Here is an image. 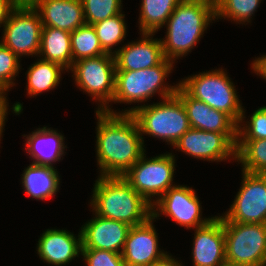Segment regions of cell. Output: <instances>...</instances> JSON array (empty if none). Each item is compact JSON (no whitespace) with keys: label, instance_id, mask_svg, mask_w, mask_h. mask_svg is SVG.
<instances>
[{"label":"cell","instance_id":"cell-11","mask_svg":"<svg viewBox=\"0 0 266 266\" xmlns=\"http://www.w3.org/2000/svg\"><path fill=\"white\" fill-rule=\"evenodd\" d=\"M243 172L242 186L223 223L266 224V174Z\"/></svg>","mask_w":266,"mask_h":266},{"label":"cell","instance_id":"cell-14","mask_svg":"<svg viewBox=\"0 0 266 266\" xmlns=\"http://www.w3.org/2000/svg\"><path fill=\"white\" fill-rule=\"evenodd\" d=\"M153 216L142 224L132 226L121 253L125 266H151L167 253L160 251Z\"/></svg>","mask_w":266,"mask_h":266},{"label":"cell","instance_id":"cell-18","mask_svg":"<svg viewBox=\"0 0 266 266\" xmlns=\"http://www.w3.org/2000/svg\"><path fill=\"white\" fill-rule=\"evenodd\" d=\"M142 35L141 40L113 51L116 70H143L158 65L164 59L161 39H153L150 36L154 34L150 33Z\"/></svg>","mask_w":266,"mask_h":266},{"label":"cell","instance_id":"cell-23","mask_svg":"<svg viewBox=\"0 0 266 266\" xmlns=\"http://www.w3.org/2000/svg\"><path fill=\"white\" fill-rule=\"evenodd\" d=\"M22 176V186L30 197L46 200L59 189L60 179L54 167L30 164Z\"/></svg>","mask_w":266,"mask_h":266},{"label":"cell","instance_id":"cell-36","mask_svg":"<svg viewBox=\"0 0 266 266\" xmlns=\"http://www.w3.org/2000/svg\"><path fill=\"white\" fill-rule=\"evenodd\" d=\"M253 71L256 74L261 75L264 79H266V55H263L254 60L252 63Z\"/></svg>","mask_w":266,"mask_h":266},{"label":"cell","instance_id":"cell-12","mask_svg":"<svg viewBox=\"0 0 266 266\" xmlns=\"http://www.w3.org/2000/svg\"><path fill=\"white\" fill-rule=\"evenodd\" d=\"M158 211L187 229H196L206 225L213 218L203 220L200 217L202 215L200 214L201 205L194 189L182 185L170 188L158 200H153L152 216L154 219L159 217Z\"/></svg>","mask_w":266,"mask_h":266},{"label":"cell","instance_id":"cell-21","mask_svg":"<svg viewBox=\"0 0 266 266\" xmlns=\"http://www.w3.org/2000/svg\"><path fill=\"white\" fill-rule=\"evenodd\" d=\"M26 150L35 161L32 164L51 166L64 154V136L56 130L38 128L26 137Z\"/></svg>","mask_w":266,"mask_h":266},{"label":"cell","instance_id":"cell-34","mask_svg":"<svg viewBox=\"0 0 266 266\" xmlns=\"http://www.w3.org/2000/svg\"><path fill=\"white\" fill-rule=\"evenodd\" d=\"M14 7L13 0H0V27L5 24Z\"/></svg>","mask_w":266,"mask_h":266},{"label":"cell","instance_id":"cell-1","mask_svg":"<svg viewBox=\"0 0 266 266\" xmlns=\"http://www.w3.org/2000/svg\"><path fill=\"white\" fill-rule=\"evenodd\" d=\"M96 116L100 176H123L145 154L143 134L131 114L96 110Z\"/></svg>","mask_w":266,"mask_h":266},{"label":"cell","instance_id":"cell-38","mask_svg":"<svg viewBox=\"0 0 266 266\" xmlns=\"http://www.w3.org/2000/svg\"><path fill=\"white\" fill-rule=\"evenodd\" d=\"M42 0H13L16 7H35Z\"/></svg>","mask_w":266,"mask_h":266},{"label":"cell","instance_id":"cell-3","mask_svg":"<svg viewBox=\"0 0 266 266\" xmlns=\"http://www.w3.org/2000/svg\"><path fill=\"white\" fill-rule=\"evenodd\" d=\"M93 189L90 204L100 217L130 226L142 224L152 217V205L122 176H100Z\"/></svg>","mask_w":266,"mask_h":266},{"label":"cell","instance_id":"cell-8","mask_svg":"<svg viewBox=\"0 0 266 266\" xmlns=\"http://www.w3.org/2000/svg\"><path fill=\"white\" fill-rule=\"evenodd\" d=\"M76 84L97 99L100 104L98 111L116 114L107 104L112 101L115 92V57L104 54L97 57L83 58L75 61L71 67Z\"/></svg>","mask_w":266,"mask_h":266},{"label":"cell","instance_id":"cell-22","mask_svg":"<svg viewBox=\"0 0 266 266\" xmlns=\"http://www.w3.org/2000/svg\"><path fill=\"white\" fill-rule=\"evenodd\" d=\"M39 55L43 60L61 65L70 70L73 65L71 32L53 27H42Z\"/></svg>","mask_w":266,"mask_h":266},{"label":"cell","instance_id":"cell-26","mask_svg":"<svg viewBox=\"0 0 266 266\" xmlns=\"http://www.w3.org/2000/svg\"><path fill=\"white\" fill-rule=\"evenodd\" d=\"M236 160L249 173L266 174V139L237 140Z\"/></svg>","mask_w":266,"mask_h":266},{"label":"cell","instance_id":"cell-15","mask_svg":"<svg viewBox=\"0 0 266 266\" xmlns=\"http://www.w3.org/2000/svg\"><path fill=\"white\" fill-rule=\"evenodd\" d=\"M95 216L81 227L82 249H100L121 254L132 226L121 221Z\"/></svg>","mask_w":266,"mask_h":266},{"label":"cell","instance_id":"cell-5","mask_svg":"<svg viewBox=\"0 0 266 266\" xmlns=\"http://www.w3.org/2000/svg\"><path fill=\"white\" fill-rule=\"evenodd\" d=\"M178 85L192 98L226 113L237 124L245 118L235 87L223 69L190 76Z\"/></svg>","mask_w":266,"mask_h":266},{"label":"cell","instance_id":"cell-19","mask_svg":"<svg viewBox=\"0 0 266 266\" xmlns=\"http://www.w3.org/2000/svg\"><path fill=\"white\" fill-rule=\"evenodd\" d=\"M38 255L41 260L55 266L69 263L82 254L81 231L77 237L66 230L47 229L37 244Z\"/></svg>","mask_w":266,"mask_h":266},{"label":"cell","instance_id":"cell-4","mask_svg":"<svg viewBox=\"0 0 266 266\" xmlns=\"http://www.w3.org/2000/svg\"><path fill=\"white\" fill-rule=\"evenodd\" d=\"M121 114H131L141 134L166 140L172 146L191 128L186 108L176 94L160 103L131 107Z\"/></svg>","mask_w":266,"mask_h":266},{"label":"cell","instance_id":"cell-35","mask_svg":"<svg viewBox=\"0 0 266 266\" xmlns=\"http://www.w3.org/2000/svg\"><path fill=\"white\" fill-rule=\"evenodd\" d=\"M6 93L5 90H1L0 89V138L3 132V127L5 124V119H6V115H7V111H8V106H7V100L4 94ZM1 140V139H0Z\"/></svg>","mask_w":266,"mask_h":266},{"label":"cell","instance_id":"cell-16","mask_svg":"<svg viewBox=\"0 0 266 266\" xmlns=\"http://www.w3.org/2000/svg\"><path fill=\"white\" fill-rule=\"evenodd\" d=\"M194 236L193 266H221L226 263L221 216H215L206 225L196 228Z\"/></svg>","mask_w":266,"mask_h":266},{"label":"cell","instance_id":"cell-27","mask_svg":"<svg viewBox=\"0 0 266 266\" xmlns=\"http://www.w3.org/2000/svg\"><path fill=\"white\" fill-rule=\"evenodd\" d=\"M71 52L73 62L107 54L100 45L92 25H83L71 32Z\"/></svg>","mask_w":266,"mask_h":266},{"label":"cell","instance_id":"cell-28","mask_svg":"<svg viewBox=\"0 0 266 266\" xmlns=\"http://www.w3.org/2000/svg\"><path fill=\"white\" fill-rule=\"evenodd\" d=\"M124 16V14L120 13L92 25L100 45L106 53L113 55L112 47L123 41L126 36Z\"/></svg>","mask_w":266,"mask_h":266},{"label":"cell","instance_id":"cell-24","mask_svg":"<svg viewBox=\"0 0 266 266\" xmlns=\"http://www.w3.org/2000/svg\"><path fill=\"white\" fill-rule=\"evenodd\" d=\"M61 65L46 61L38 60L32 64L27 71V91L30 96H36L43 91H49L58 86L61 78Z\"/></svg>","mask_w":266,"mask_h":266},{"label":"cell","instance_id":"cell-33","mask_svg":"<svg viewBox=\"0 0 266 266\" xmlns=\"http://www.w3.org/2000/svg\"><path fill=\"white\" fill-rule=\"evenodd\" d=\"M87 266H125L122 255L100 249H82Z\"/></svg>","mask_w":266,"mask_h":266},{"label":"cell","instance_id":"cell-10","mask_svg":"<svg viewBox=\"0 0 266 266\" xmlns=\"http://www.w3.org/2000/svg\"><path fill=\"white\" fill-rule=\"evenodd\" d=\"M1 43L18 58L22 55H38L42 22L34 7H14L3 25Z\"/></svg>","mask_w":266,"mask_h":266},{"label":"cell","instance_id":"cell-37","mask_svg":"<svg viewBox=\"0 0 266 266\" xmlns=\"http://www.w3.org/2000/svg\"><path fill=\"white\" fill-rule=\"evenodd\" d=\"M151 266H182L180 262L166 254L162 259L154 262Z\"/></svg>","mask_w":266,"mask_h":266},{"label":"cell","instance_id":"cell-7","mask_svg":"<svg viewBox=\"0 0 266 266\" xmlns=\"http://www.w3.org/2000/svg\"><path fill=\"white\" fill-rule=\"evenodd\" d=\"M226 263L266 266V224L223 223Z\"/></svg>","mask_w":266,"mask_h":266},{"label":"cell","instance_id":"cell-9","mask_svg":"<svg viewBox=\"0 0 266 266\" xmlns=\"http://www.w3.org/2000/svg\"><path fill=\"white\" fill-rule=\"evenodd\" d=\"M175 156L172 153L161 154L146 159L144 154L122 177L139 193L150 205L152 198L157 200L173 185L175 171Z\"/></svg>","mask_w":266,"mask_h":266},{"label":"cell","instance_id":"cell-13","mask_svg":"<svg viewBox=\"0 0 266 266\" xmlns=\"http://www.w3.org/2000/svg\"><path fill=\"white\" fill-rule=\"evenodd\" d=\"M236 142L237 134H222L190 128L174 147L194 158L218 162L231 156L236 160Z\"/></svg>","mask_w":266,"mask_h":266},{"label":"cell","instance_id":"cell-39","mask_svg":"<svg viewBox=\"0 0 266 266\" xmlns=\"http://www.w3.org/2000/svg\"><path fill=\"white\" fill-rule=\"evenodd\" d=\"M221 266H232V265L225 263L224 265H221Z\"/></svg>","mask_w":266,"mask_h":266},{"label":"cell","instance_id":"cell-20","mask_svg":"<svg viewBox=\"0 0 266 266\" xmlns=\"http://www.w3.org/2000/svg\"><path fill=\"white\" fill-rule=\"evenodd\" d=\"M34 8L43 27L73 32L86 24L81 0H42Z\"/></svg>","mask_w":266,"mask_h":266},{"label":"cell","instance_id":"cell-17","mask_svg":"<svg viewBox=\"0 0 266 266\" xmlns=\"http://www.w3.org/2000/svg\"><path fill=\"white\" fill-rule=\"evenodd\" d=\"M176 95L186 108L191 128L222 134H237L238 124L226 113L192 98L179 85Z\"/></svg>","mask_w":266,"mask_h":266},{"label":"cell","instance_id":"cell-2","mask_svg":"<svg viewBox=\"0 0 266 266\" xmlns=\"http://www.w3.org/2000/svg\"><path fill=\"white\" fill-rule=\"evenodd\" d=\"M214 19V0H182L165 23L166 37L161 39L164 58L174 62L190 52Z\"/></svg>","mask_w":266,"mask_h":266},{"label":"cell","instance_id":"cell-29","mask_svg":"<svg viewBox=\"0 0 266 266\" xmlns=\"http://www.w3.org/2000/svg\"><path fill=\"white\" fill-rule=\"evenodd\" d=\"M261 0H214L215 17H227L238 23L250 22Z\"/></svg>","mask_w":266,"mask_h":266},{"label":"cell","instance_id":"cell-32","mask_svg":"<svg viewBox=\"0 0 266 266\" xmlns=\"http://www.w3.org/2000/svg\"><path fill=\"white\" fill-rule=\"evenodd\" d=\"M266 139V106L253 112L248 125L238 124L237 140Z\"/></svg>","mask_w":266,"mask_h":266},{"label":"cell","instance_id":"cell-30","mask_svg":"<svg viewBox=\"0 0 266 266\" xmlns=\"http://www.w3.org/2000/svg\"><path fill=\"white\" fill-rule=\"evenodd\" d=\"M84 20L93 25L121 13V0H81Z\"/></svg>","mask_w":266,"mask_h":266},{"label":"cell","instance_id":"cell-6","mask_svg":"<svg viewBox=\"0 0 266 266\" xmlns=\"http://www.w3.org/2000/svg\"><path fill=\"white\" fill-rule=\"evenodd\" d=\"M173 61L164 58L158 65L143 70H116L115 92L112 101L138 103L148 100L154 93L162 99L176 94L178 85L165 86L164 80L173 68Z\"/></svg>","mask_w":266,"mask_h":266},{"label":"cell","instance_id":"cell-25","mask_svg":"<svg viewBox=\"0 0 266 266\" xmlns=\"http://www.w3.org/2000/svg\"><path fill=\"white\" fill-rule=\"evenodd\" d=\"M182 0H142L139 25L143 33H156Z\"/></svg>","mask_w":266,"mask_h":266},{"label":"cell","instance_id":"cell-31","mask_svg":"<svg viewBox=\"0 0 266 266\" xmlns=\"http://www.w3.org/2000/svg\"><path fill=\"white\" fill-rule=\"evenodd\" d=\"M20 59L0 42V89L9 90L20 70Z\"/></svg>","mask_w":266,"mask_h":266}]
</instances>
